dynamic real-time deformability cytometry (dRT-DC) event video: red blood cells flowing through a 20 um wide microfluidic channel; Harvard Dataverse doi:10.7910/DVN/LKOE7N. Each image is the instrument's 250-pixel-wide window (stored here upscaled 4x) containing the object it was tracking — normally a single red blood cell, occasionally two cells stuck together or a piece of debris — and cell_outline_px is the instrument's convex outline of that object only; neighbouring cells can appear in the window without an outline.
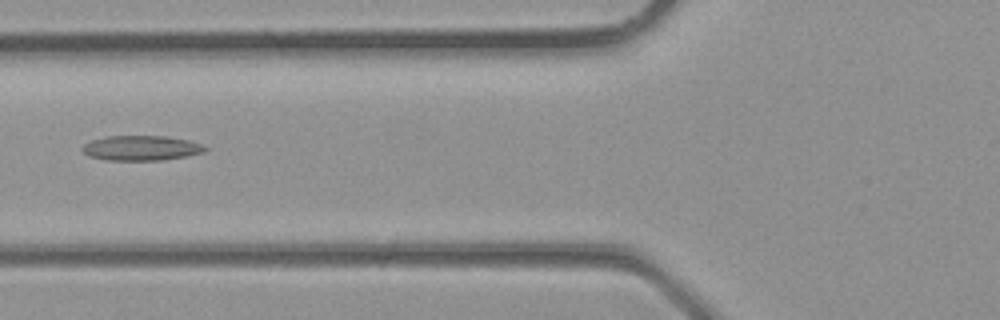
{"species": "common noctule bat (a hibernating species)", "species_latin": "Nyctalus noctula", "temperature_condition": "room temperature", "stored_images_in_passage": 2, "camera_frame_rate_fps": 3000, "um_per_image_px": 0.085, "animal": {"sex": "male", "body_mass_g": 23.1, "forearm_length_mm": 52.7}, "frame": {"image": 1, "passage_image": 2, "time_ms": 0.333, "image_size_px": [1000, 320], "cell_outline_px": [[208, 148], [204, 152], [188, 156], [164, 160], [104, 160], [88, 156], [80, 148], [84, 144], [92, 140], [108, 136], [164, 136], [188, 140], [200, 144]], "centroid_in_image_um": [11.99, 12.59], "position_along_channel_um": 113.8, "area_um2": 17.86}}